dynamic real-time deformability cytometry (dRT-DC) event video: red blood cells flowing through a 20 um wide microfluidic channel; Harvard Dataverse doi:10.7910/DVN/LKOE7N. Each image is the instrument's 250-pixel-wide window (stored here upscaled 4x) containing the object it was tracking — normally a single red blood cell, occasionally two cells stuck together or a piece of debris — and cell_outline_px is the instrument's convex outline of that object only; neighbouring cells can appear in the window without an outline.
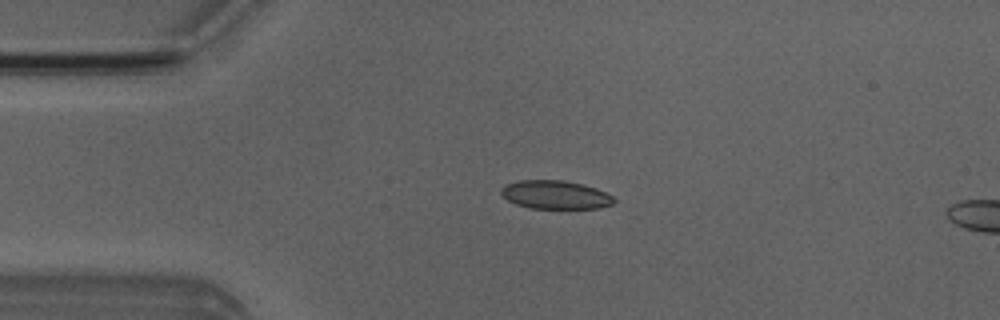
{"species": "Egyptian fruit bat (a non-hibernating species)", "species_latin": "Rousettus aegyptiacus", "temperature_condition": "room temperature", "stored_images_in_passage": 3, "camera_frame_rate_fps": 3000, "um_per_image_px": 0.085, "animal": {"sex": "male"}, "frame": {"image": 1, "passage_image": 2, "time_ms": 1.0, "image_size_px": [1000, 320], "cell_outline_px": [[616, 200], [612, 204], [600, 208], [528, 208], [516, 204], [508, 200], [500, 192], [500, 188], [504, 184], [520, 180], [564, 180], [596, 188], [612, 196]], "centroid_in_image_um": [47.17, 16.55], "position_along_channel_um": 37.8, "area_um2": 18.67}}